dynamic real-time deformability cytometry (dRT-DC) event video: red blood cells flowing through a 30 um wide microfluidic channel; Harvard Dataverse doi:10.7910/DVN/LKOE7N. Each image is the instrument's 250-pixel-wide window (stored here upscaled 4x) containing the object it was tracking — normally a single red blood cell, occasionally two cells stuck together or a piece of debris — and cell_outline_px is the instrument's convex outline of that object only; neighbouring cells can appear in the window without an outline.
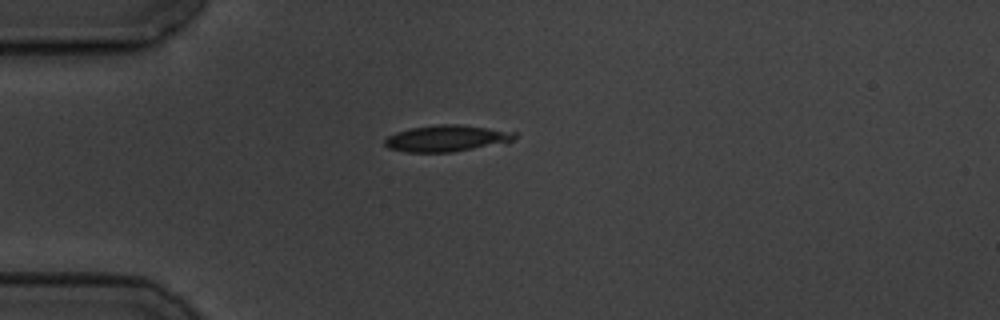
{"species": "common noctule bat (a hibernating species)", "species_latin": "Nyctalus noctula", "temperature_condition": "cold", "stored_images_in_passage": 2, "camera_frame_rate_fps": 3000, "um_per_image_px": 0.085, "animal": {"sex": "male", "body_mass_g": 19.5, "forearm_length_mm": 54.6}, "frame": {"image": 1, "passage_image": 1, "time_ms": 0.0, "image_size_px": [1000, 320], "cell_outline_px": [[516, 136], [512, 140], [452, 152], [408, 152], [388, 148], [384, 144], [384, 140], [388, 136], [396, 132], [412, 128], [440, 124], [460, 124], [516, 132]], "centroid_in_image_um": [37.9, 11.75], "position_along_channel_um": 47.1, "area_um2": 19.54}}